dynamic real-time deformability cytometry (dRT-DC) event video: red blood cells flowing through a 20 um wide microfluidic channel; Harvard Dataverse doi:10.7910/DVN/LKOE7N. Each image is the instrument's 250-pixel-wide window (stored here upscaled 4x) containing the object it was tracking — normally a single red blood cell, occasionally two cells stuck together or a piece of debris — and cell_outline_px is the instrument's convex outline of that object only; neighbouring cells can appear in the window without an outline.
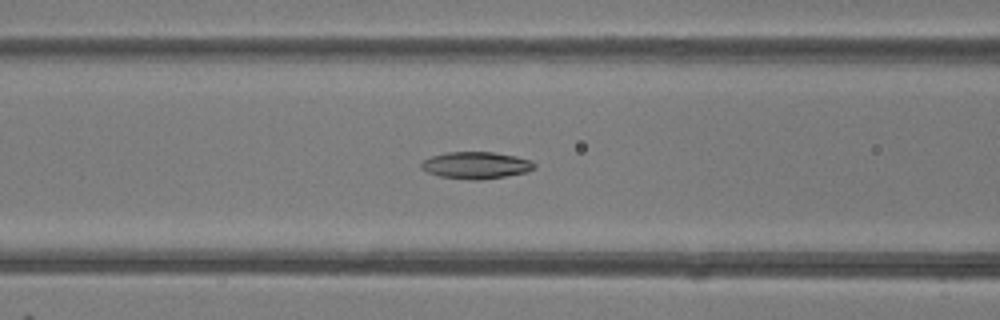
{"species": "common noctule bat (a hibernating species)", "species_latin": "Nyctalus noctula", "temperature_condition": "room temperature", "stored_images_in_passage": 49, "camera_frame_rate_fps": 3000, "um_per_image_px": 0.085, "animal": {"sex": "female"}, "frame": {"image": 1, "passage_image": 20, "time_ms": 6.333, "image_size_px": [1000, 320], "cell_outline_px": [[536, 168], [528, 172], [480, 180], [472, 180], [440, 176], [428, 172], [420, 168], [420, 164], [424, 160], [432, 156], [444, 152], [492, 152], [516, 156], [532, 160], [536, 164]], "centroid_in_image_um": [40.49, 14.04], "position_along_channel_um": 126.1, "area_um2": 17.8}}
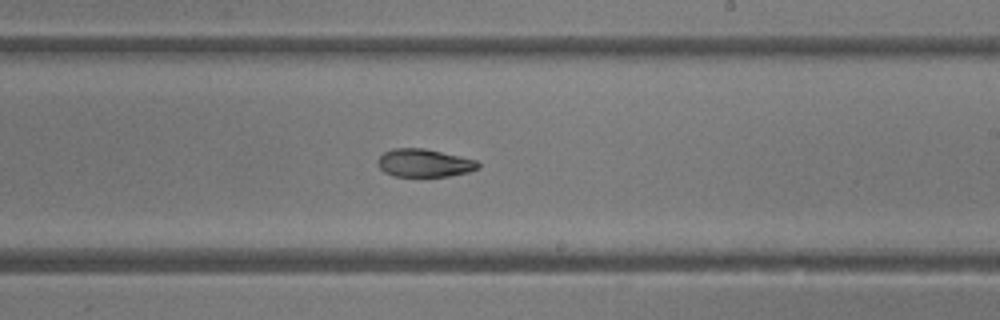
{"frame": {"image": 2, "passage_image": 29, "time_ms": 9.333, "image_size_px": [1000, 320], "cell_outline_px": [[480, 168], [468, 172], [448, 176], [392, 176], [384, 172], [380, 168], [376, 160], [384, 152], [392, 148], [424, 148], [460, 156], [476, 160], [480, 164]], "centroid_in_image_um": [36.05, 13.85], "position_along_channel_um": 253.0, "area_um2": 16.42}}
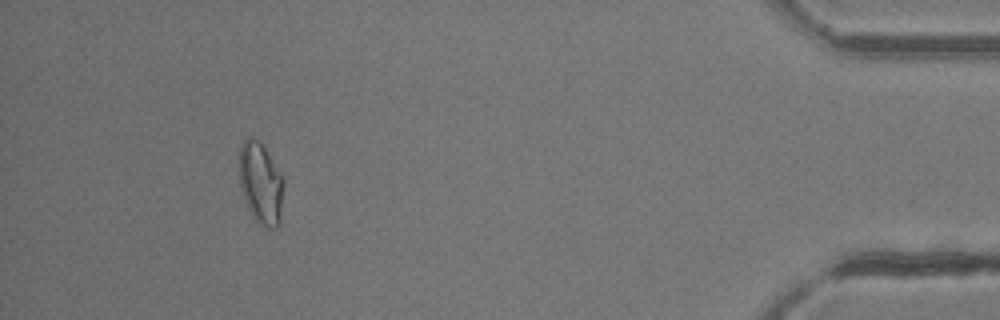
{"frame": {"image": 3, "passage_image": 45, "time_ms": 14.667, "image_size_px": [1000, 320], "cell_outline_px": [[284, 184], [280, 224], [276, 228], [264, 228], [252, 216], [244, 196], [240, 184], [240, 144], [248, 136], [252, 136], [260, 140], [284, 180]], "centroid_in_image_um": [22.18, 15.57], "position_along_channel_um": 413.0, "area_um2": 21.1}, "authors_computed_cell_mechanics": {"area_um2": 18.6694, "velocity_mm_per_s": 4.2264, "shape_relaxation_time_tau1_ms": null, "shape_relaxation_time_tau2_ms": 4.4534, "deformation_change_tau1": null, "deformation_change_tau2": 0.11}}